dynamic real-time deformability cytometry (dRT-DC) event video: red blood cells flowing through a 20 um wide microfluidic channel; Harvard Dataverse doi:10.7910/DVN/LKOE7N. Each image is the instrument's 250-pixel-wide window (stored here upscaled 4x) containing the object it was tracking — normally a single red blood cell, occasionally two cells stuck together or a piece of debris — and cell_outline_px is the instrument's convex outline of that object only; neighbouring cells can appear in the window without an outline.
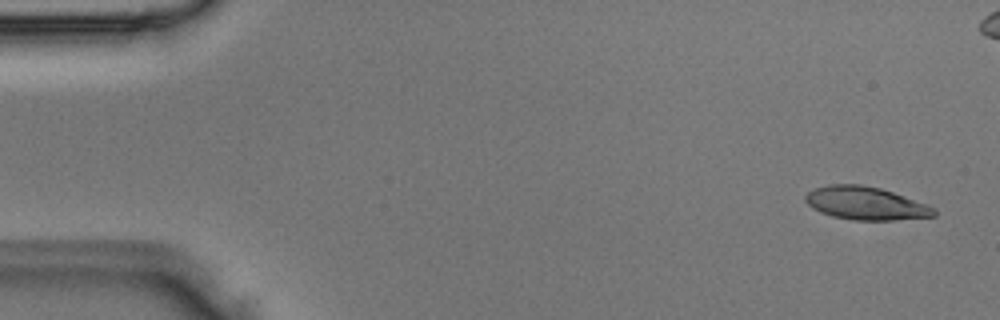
{"species": "Egyptian fruit bat (a non-hibernating species)", "species_latin": "Rousettus aegyptiacus", "temperature_condition": "room temperature", "stored_images_in_passage": 5, "camera_frame_rate_fps": 3000, "um_per_image_px": 0.085, "animal": {"sex": "male"}, "frame": {"image": 1, "passage_image": 1, "time_ms": 0.0, "image_size_px": [1000, 320], "cell_outline_px": [[936, 216], [892, 220], [852, 220], [832, 216], [820, 212], [812, 208], [804, 200], [804, 196], [808, 192], [816, 188], [828, 184], [860, 184], [880, 188], [928, 204], [936, 208]], "centroid_in_image_um": [73.58, 17.28], "position_along_channel_um": 11.4, "area_um2": 24.85}}